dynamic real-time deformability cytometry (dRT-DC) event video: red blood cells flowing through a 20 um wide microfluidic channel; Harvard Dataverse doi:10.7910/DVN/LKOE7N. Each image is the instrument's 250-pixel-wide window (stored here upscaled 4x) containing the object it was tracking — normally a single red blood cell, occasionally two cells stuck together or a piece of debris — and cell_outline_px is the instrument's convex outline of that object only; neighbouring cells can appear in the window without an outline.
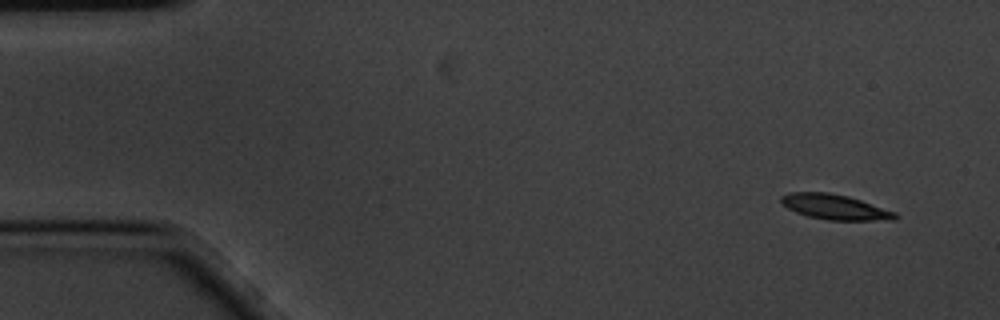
{"species": "common noctule bat (a hibernating species)", "species_latin": "Nyctalus noctula", "temperature_condition": "cold", "stored_images_in_passage": 6, "camera_frame_rate_fps": 3000, "um_per_image_px": 0.085, "animal": {"sex": "male", "body_mass_g": 20.1, "forearm_length_mm": 53.5}, "frame": {"image": 1, "passage_image": 1, "time_ms": 0.0, "image_size_px": [1000, 320], "cell_outline_px": [[900, 216], [896, 220], [828, 220], [808, 216], [796, 212], [780, 204], [780, 196], [788, 192], [828, 192], [848, 196], [896, 212]], "centroid_in_image_um": [70.95, 17.59], "position_along_channel_um": 14.0, "area_um2": 16.82}}
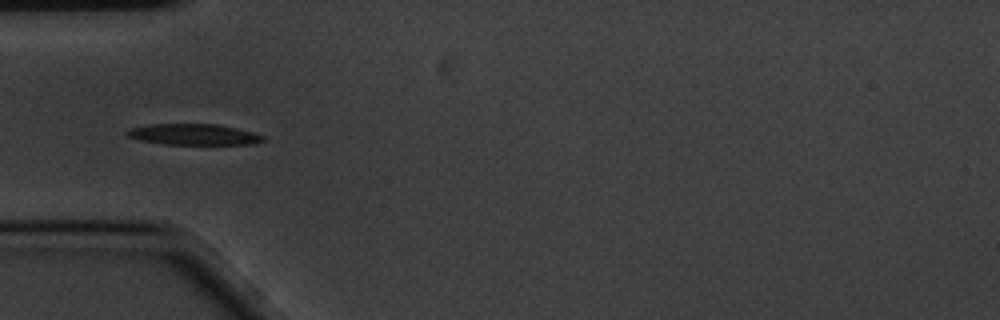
{"frame": {"image": 2, "passage_image": 5, "time_ms": 1.333, "image_size_px": [1000, 320], "cell_outline_px": [[264, 140], [256, 144], [164, 144], [140, 140], [128, 136], [124, 132], [132, 128], [148, 124], [216, 124], [236, 128], [252, 132], [264, 136]], "centroid_in_image_um": [16.46, 11.43], "position_along_channel_um": 68.5, "area_um2": 16.53}}
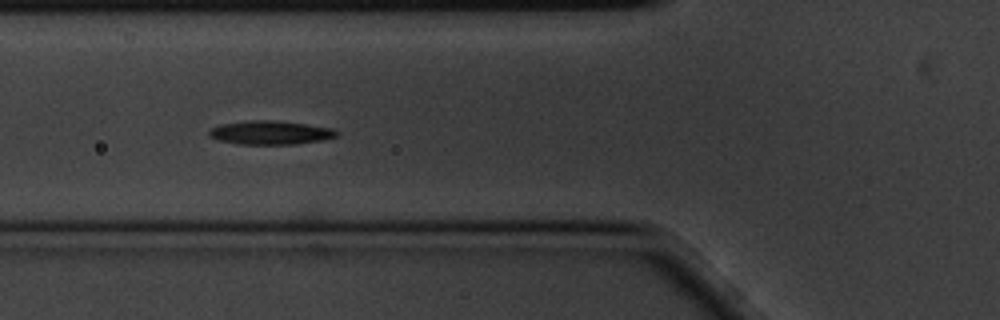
{"frame": {"image": 3, "passage_image": 6, "time_ms": 1.667, "image_size_px": [1000, 320], "cell_outline_px": [[340, 132], [336, 136], [324, 140], [296, 144], [236, 144], [220, 140], [208, 136], [208, 132], [212, 128], [220, 124], [244, 120], [272, 120], [304, 124], [332, 128]], "centroid_in_image_um": [22.97, 11.27], "position_along_channel_um": 102.8, "area_um2": 17.69}}